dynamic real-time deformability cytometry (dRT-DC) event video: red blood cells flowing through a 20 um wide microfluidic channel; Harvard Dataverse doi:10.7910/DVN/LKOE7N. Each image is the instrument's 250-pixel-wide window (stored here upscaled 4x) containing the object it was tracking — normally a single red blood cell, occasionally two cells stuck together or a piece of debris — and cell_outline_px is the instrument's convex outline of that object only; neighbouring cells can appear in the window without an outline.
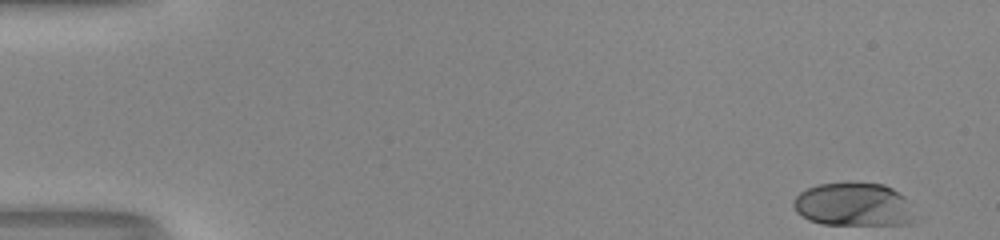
{"species": "human", "species_latin": "Homo sapiens", "temperature_condition": "room temperature", "stored_images_in_passage": 51, "camera_frame_rate_fps": 3000, "um_per_image_px": 0.085, "donor": {"sex": "male"}, "frame": {"image": 1, "passage_image": 1, "time_ms": 0.0, "image_size_px": [1000, 240], "cell_outline_px": [[912, 224], [824, 224], [808, 220], [796, 212], [792, 204], [792, 200], [800, 192], [808, 188], [820, 184], [884, 184], [892, 188], [904, 196], [908, 200]], "centroid_in_image_um": [72.5, 17.4], "position_along_channel_um": 12.5, "area_um2": 30.06}}
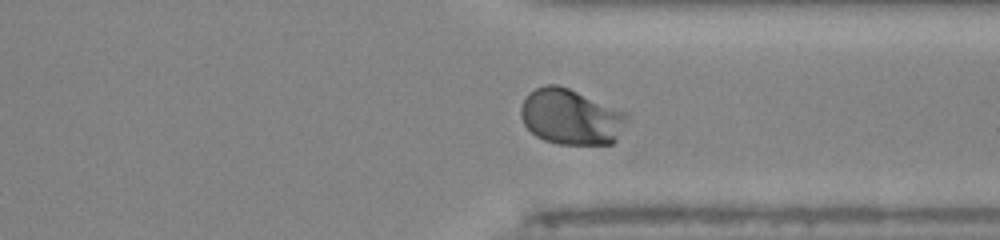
{"frame": {"image": 2, "passage_image": 39, "time_ms": 12.667, "image_size_px": [1000, 240], "cell_outline_px": [[632, 116], [616, 140], [612, 144], [556, 144], [544, 140], [536, 136], [524, 124], [520, 116], [520, 108], [528, 92], [544, 84], [556, 84], [568, 88], [628, 112]], "centroid_in_image_um": [48.56, 9.93], "position_along_channel_um": 362.8, "area_um2": 34.85}}
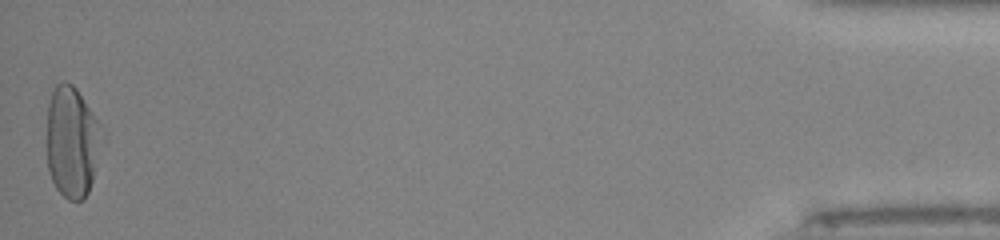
{"frame": {"image": 3, "passage_image": 51, "time_ms": 16.667, "image_size_px": [1000, 240], "cell_outline_px": [[108, 140], [88, 192], [84, 200], [68, 200], [56, 188], [48, 172], [48, 104], [52, 92], [56, 84], [72, 84], [76, 88], [100, 124]], "centroid_in_image_um": [6.21, 12.11], "position_along_channel_um": 429.0, "area_um2": 36.41}, "authors_computed_cell_mechanics": {"area_um2": 32.1368, "velocity_mm_per_s": 3.9904, "shape_relaxation_time_tau1_ms": 2.7673, "shape_relaxation_time_tau2_ms": null, "deformation_change_tau1": 0.2008, "deformation_change_tau2": null}}